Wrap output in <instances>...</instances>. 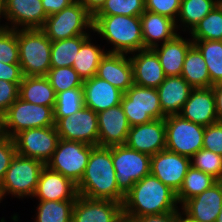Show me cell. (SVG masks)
Wrapping results in <instances>:
<instances>
[{
  "label": "cell",
  "instance_id": "obj_20",
  "mask_svg": "<svg viewBox=\"0 0 222 222\" xmlns=\"http://www.w3.org/2000/svg\"><path fill=\"white\" fill-rule=\"evenodd\" d=\"M179 115L204 127L218 122L213 87L193 88Z\"/></svg>",
  "mask_w": 222,
  "mask_h": 222
},
{
  "label": "cell",
  "instance_id": "obj_14",
  "mask_svg": "<svg viewBox=\"0 0 222 222\" xmlns=\"http://www.w3.org/2000/svg\"><path fill=\"white\" fill-rule=\"evenodd\" d=\"M190 166V157L163 150L151 156L150 174L177 193Z\"/></svg>",
  "mask_w": 222,
  "mask_h": 222
},
{
  "label": "cell",
  "instance_id": "obj_52",
  "mask_svg": "<svg viewBox=\"0 0 222 222\" xmlns=\"http://www.w3.org/2000/svg\"><path fill=\"white\" fill-rule=\"evenodd\" d=\"M118 222H139V220L136 219V218L129 217V216L125 215V214H122L118 218Z\"/></svg>",
  "mask_w": 222,
  "mask_h": 222
},
{
  "label": "cell",
  "instance_id": "obj_29",
  "mask_svg": "<svg viewBox=\"0 0 222 222\" xmlns=\"http://www.w3.org/2000/svg\"><path fill=\"white\" fill-rule=\"evenodd\" d=\"M181 76L192 88H209L213 86L206 62L194 45L187 51Z\"/></svg>",
  "mask_w": 222,
  "mask_h": 222
},
{
  "label": "cell",
  "instance_id": "obj_47",
  "mask_svg": "<svg viewBox=\"0 0 222 222\" xmlns=\"http://www.w3.org/2000/svg\"><path fill=\"white\" fill-rule=\"evenodd\" d=\"M181 209L172 212L150 214L138 217L139 222H180Z\"/></svg>",
  "mask_w": 222,
  "mask_h": 222
},
{
  "label": "cell",
  "instance_id": "obj_3",
  "mask_svg": "<svg viewBox=\"0 0 222 222\" xmlns=\"http://www.w3.org/2000/svg\"><path fill=\"white\" fill-rule=\"evenodd\" d=\"M93 33L112 45L108 53L130 54L144 49L140 16L94 15Z\"/></svg>",
  "mask_w": 222,
  "mask_h": 222
},
{
  "label": "cell",
  "instance_id": "obj_44",
  "mask_svg": "<svg viewBox=\"0 0 222 222\" xmlns=\"http://www.w3.org/2000/svg\"><path fill=\"white\" fill-rule=\"evenodd\" d=\"M16 153L13 138L0 135V185Z\"/></svg>",
  "mask_w": 222,
  "mask_h": 222
},
{
  "label": "cell",
  "instance_id": "obj_50",
  "mask_svg": "<svg viewBox=\"0 0 222 222\" xmlns=\"http://www.w3.org/2000/svg\"><path fill=\"white\" fill-rule=\"evenodd\" d=\"M215 95L216 113L218 121L222 122V82L212 86Z\"/></svg>",
  "mask_w": 222,
  "mask_h": 222
},
{
  "label": "cell",
  "instance_id": "obj_51",
  "mask_svg": "<svg viewBox=\"0 0 222 222\" xmlns=\"http://www.w3.org/2000/svg\"><path fill=\"white\" fill-rule=\"evenodd\" d=\"M2 18L6 19V6H5V0H0V31L8 29L7 22H2ZM2 22V24H1Z\"/></svg>",
  "mask_w": 222,
  "mask_h": 222
},
{
  "label": "cell",
  "instance_id": "obj_18",
  "mask_svg": "<svg viewBox=\"0 0 222 222\" xmlns=\"http://www.w3.org/2000/svg\"><path fill=\"white\" fill-rule=\"evenodd\" d=\"M98 146L125 145L130 125L121 104L97 113Z\"/></svg>",
  "mask_w": 222,
  "mask_h": 222
},
{
  "label": "cell",
  "instance_id": "obj_22",
  "mask_svg": "<svg viewBox=\"0 0 222 222\" xmlns=\"http://www.w3.org/2000/svg\"><path fill=\"white\" fill-rule=\"evenodd\" d=\"M133 67L134 84L157 89L165 80L160 60L152 48L129 54Z\"/></svg>",
  "mask_w": 222,
  "mask_h": 222
},
{
  "label": "cell",
  "instance_id": "obj_49",
  "mask_svg": "<svg viewBox=\"0 0 222 222\" xmlns=\"http://www.w3.org/2000/svg\"><path fill=\"white\" fill-rule=\"evenodd\" d=\"M81 3L93 17L104 5L106 0H76Z\"/></svg>",
  "mask_w": 222,
  "mask_h": 222
},
{
  "label": "cell",
  "instance_id": "obj_55",
  "mask_svg": "<svg viewBox=\"0 0 222 222\" xmlns=\"http://www.w3.org/2000/svg\"><path fill=\"white\" fill-rule=\"evenodd\" d=\"M3 199H4V195H3L2 188L0 187V203H2Z\"/></svg>",
  "mask_w": 222,
  "mask_h": 222
},
{
  "label": "cell",
  "instance_id": "obj_48",
  "mask_svg": "<svg viewBox=\"0 0 222 222\" xmlns=\"http://www.w3.org/2000/svg\"><path fill=\"white\" fill-rule=\"evenodd\" d=\"M47 16L60 12L76 0H41Z\"/></svg>",
  "mask_w": 222,
  "mask_h": 222
},
{
  "label": "cell",
  "instance_id": "obj_21",
  "mask_svg": "<svg viewBox=\"0 0 222 222\" xmlns=\"http://www.w3.org/2000/svg\"><path fill=\"white\" fill-rule=\"evenodd\" d=\"M77 184L61 173L54 172L45 166L39 176L38 185L32 198L43 201L76 200Z\"/></svg>",
  "mask_w": 222,
  "mask_h": 222
},
{
  "label": "cell",
  "instance_id": "obj_38",
  "mask_svg": "<svg viewBox=\"0 0 222 222\" xmlns=\"http://www.w3.org/2000/svg\"><path fill=\"white\" fill-rule=\"evenodd\" d=\"M46 77L54 88L55 94L83 86V79L72 67H51Z\"/></svg>",
  "mask_w": 222,
  "mask_h": 222
},
{
  "label": "cell",
  "instance_id": "obj_33",
  "mask_svg": "<svg viewBox=\"0 0 222 222\" xmlns=\"http://www.w3.org/2000/svg\"><path fill=\"white\" fill-rule=\"evenodd\" d=\"M91 35H78L58 41H52L51 45V67H72L81 45Z\"/></svg>",
  "mask_w": 222,
  "mask_h": 222
},
{
  "label": "cell",
  "instance_id": "obj_9",
  "mask_svg": "<svg viewBox=\"0 0 222 222\" xmlns=\"http://www.w3.org/2000/svg\"><path fill=\"white\" fill-rule=\"evenodd\" d=\"M121 106L130 126L165 118L157 89L133 84L122 96Z\"/></svg>",
  "mask_w": 222,
  "mask_h": 222
},
{
  "label": "cell",
  "instance_id": "obj_19",
  "mask_svg": "<svg viewBox=\"0 0 222 222\" xmlns=\"http://www.w3.org/2000/svg\"><path fill=\"white\" fill-rule=\"evenodd\" d=\"M222 207V185L217 182L201 194L185 201L181 212L196 222H215Z\"/></svg>",
  "mask_w": 222,
  "mask_h": 222
},
{
  "label": "cell",
  "instance_id": "obj_27",
  "mask_svg": "<svg viewBox=\"0 0 222 222\" xmlns=\"http://www.w3.org/2000/svg\"><path fill=\"white\" fill-rule=\"evenodd\" d=\"M192 89L182 76L165 77L157 88L162 112L166 116L179 114Z\"/></svg>",
  "mask_w": 222,
  "mask_h": 222
},
{
  "label": "cell",
  "instance_id": "obj_13",
  "mask_svg": "<svg viewBox=\"0 0 222 222\" xmlns=\"http://www.w3.org/2000/svg\"><path fill=\"white\" fill-rule=\"evenodd\" d=\"M55 127L60 139L98 146V115L86 106L75 114L60 118Z\"/></svg>",
  "mask_w": 222,
  "mask_h": 222
},
{
  "label": "cell",
  "instance_id": "obj_23",
  "mask_svg": "<svg viewBox=\"0 0 222 222\" xmlns=\"http://www.w3.org/2000/svg\"><path fill=\"white\" fill-rule=\"evenodd\" d=\"M84 106L99 113L121 104L122 92L106 80L93 76L83 81Z\"/></svg>",
  "mask_w": 222,
  "mask_h": 222
},
{
  "label": "cell",
  "instance_id": "obj_24",
  "mask_svg": "<svg viewBox=\"0 0 222 222\" xmlns=\"http://www.w3.org/2000/svg\"><path fill=\"white\" fill-rule=\"evenodd\" d=\"M96 76L125 93L134 84L133 67L129 55L107 52L101 59Z\"/></svg>",
  "mask_w": 222,
  "mask_h": 222
},
{
  "label": "cell",
  "instance_id": "obj_36",
  "mask_svg": "<svg viewBox=\"0 0 222 222\" xmlns=\"http://www.w3.org/2000/svg\"><path fill=\"white\" fill-rule=\"evenodd\" d=\"M188 35L192 41H222V6L218 3Z\"/></svg>",
  "mask_w": 222,
  "mask_h": 222
},
{
  "label": "cell",
  "instance_id": "obj_35",
  "mask_svg": "<svg viewBox=\"0 0 222 222\" xmlns=\"http://www.w3.org/2000/svg\"><path fill=\"white\" fill-rule=\"evenodd\" d=\"M193 45L202 54L213 85L222 82V41L198 40Z\"/></svg>",
  "mask_w": 222,
  "mask_h": 222
},
{
  "label": "cell",
  "instance_id": "obj_28",
  "mask_svg": "<svg viewBox=\"0 0 222 222\" xmlns=\"http://www.w3.org/2000/svg\"><path fill=\"white\" fill-rule=\"evenodd\" d=\"M19 98L49 107H55L56 94L46 76H24L19 85Z\"/></svg>",
  "mask_w": 222,
  "mask_h": 222
},
{
  "label": "cell",
  "instance_id": "obj_30",
  "mask_svg": "<svg viewBox=\"0 0 222 222\" xmlns=\"http://www.w3.org/2000/svg\"><path fill=\"white\" fill-rule=\"evenodd\" d=\"M218 3L219 0H181L177 29L190 33Z\"/></svg>",
  "mask_w": 222,
  "mask_h": 222
},
{
  "label": "cell",
  "instance_id": "obj_56",
  "mask_svg": "<svg viewBox=\"0 0 222 222\" xmlns=\"http://www.w3.org/2000/svg\"><path fill=\"white\" fill-rule=\"evenodd\" d=\"M218 182L222 185V176H221V178L218 180Z\"/></svg>",
  "mask_w": 222,
  "mask_h": 222
},
{
  "label": "cell",
  "instance_id": "obj_6",
  "mask_svg": "<svg viewBox=\"0 0 222 222\" xmlns=\"http://www.w3.org/2000/svg\"><path fill=\"white\" fill-rule=\"evenodd\" d=\"M44 167L42 161L16 153L0 185L4 197L32 198Z\"/></svg>",
  "mask_w": 222,
  "mask_h": 222
},
{
  "label": "cell",
  "instance_id": "obj_2",
  "mask_svg": "<svg viewBox=\"0 0 222 222\" xmlns=\"http://www.w3.org/2000/svg\"><path fill=\"white\" fill-rule=\"evenodd\" d=\"M123 214L138 218L144 215L177 211L176 193L157 177L149 174L125 194Z\"/></svg>",
  "mask_w": 222,
  "mask_h": 222
},
{
  "label": "cell",
  "instance_id": "obj_25",
  "mask_svg": "<svg viewBox=\"0 0 222 222\" xmlns=\"http://www.w3.org/2000/svg\"><path fill=\"white\" fill-rule=\"evenodd\" d=\"M140 19L144 49L168 42L181 33L178 32L176 21L167 16L145 10L140 15Z\"/></svg>",
  "mask_w": 222,
  "mask_h": 222
},
{
  "label": "cell",
  "instance_id": "obj_10",
  "mask_svg": "<svg viewBox=\"0 0 222 222\" xmlns=\"http://www.w3.org/2000/svg\"><path fill=\"white\" fill-rule=\"evenodd\" d=\"M165 128L166 150L191 158L203 148L204 126L177 114L165 117Z\"/></svg>",
  "mask_w": 222,
  "mask_h": 222
},
{
  "label": "cell",
  "instance_id": "obj_32",
  "mask_svg": "<svg viewBox=\"0 0 222 222\" xmlns=\"http://www.w3.org/2000/svg\"><path fill=\"white\" fill-rule=\"evenodd\" d=\"M217 182L218 180L213 176L206 174L191 165L187 170V174L184 177L179 191L176 193V199L179 206L190 198L209 189Z\"/></svg>",
  "mask_w": 222,
  "mask_h": 222
},
{
  "label": "cell",
  "instance_id": "obj_5",
  "mask_svg": "<svg viewBox=\"0 0 222 222\" xmlns=\"http://www.w3.org/2000/svg\"><path fill=\"white\" fill-rule=\"evenodd\" d=\"M55 126L54 107L33 104L17 98L0 117V135L13 138L21 131Z\"/></svg>",
  "mask_w": 222,
  "mask_h": 222
},
{
  "label": "cell",
  "instance_id": "obj_41",
  "mask_svg": "<svg viewBox=\"0 0 222 222\" xmlns=\"http://www.w3.org/2000/svg\"><path fill=\"white\" fill-rule=\"evenodd\" d=\"M0 61L7 64L19 63L17 30L0 31Z\"/></svg>",
  "mask_w": 222,
  "mask_h": 222
},
{
  "label": "cell",
  "instance_id": "obj_31",
  "mask_svg": "<svg viewBox=\"0 0 222 222\" xmlns=\"http://www.w3.org/2000/svg\"><path fill=\"white\" fill-rule=\"evenodd\" d=\"M90 37L81 45L78 54L72 64V68L84 80L90 79L97 74L101 59L106 55L107 50L95 45Z\"/></svg>",
  "mask_w": 222,
  "mask_h": 222
},
{
  "label": "cell",
  "instance_id": "obj_37",
  "mask_svg": "<svg viewBox=\"0 0 222 222\" xmlns=\"http://www.w3.org/2000/svg\"><path fill=\"white\" fill-rule=\"evenodd\" d=\"M84 107L83 88H74L56 94L54 107L55 123L60 118L77 113Z\"/></svg>",
  "mask_w": 222,
  "mask_h": 222
},
{
  "label": "cell",
  "instance_id": "obj_15",
  "mask_svg": "<svg viewBox=\"0 0 222 222\" xmlns=\"http://www.w3.org/2000/svg\"><path fill=\"white\" fill-rule=\"evenodd\" d=\"M125 145L150 156L166 150L165 118L131 126Z\"/></svg>",
  "mask_w": 222,
  "mask_h": 222
},
{
  "label": "cell",
  "instance_id": "obj_46",
  "mask_svg": "<svg viewBox=\"0 0 222 222\" xmlns=\"http://www.w3.org/2000/svg\"><path fill=\"white\" fill-rule=\"evenodd\" d=\"M23 73L19 63L7 64L0 61V80H6L11 83H21Z\"/></svg>",
  "mask_w": 222,
  "mask_h": 222
},
{
  "label": "cell",
  "instance_id": "obj_42",
  "mask_svg": "<svg viewBox=\"0 0 222 222\" xmlns=\"http://www.w3.org/2000/svg\"><path fill=\"white\" fill-rule=\"evenodd\" d=\"M180 4L181 0H145V9L176 21L180 12Z\"/></svg>",
  "mask_w": 222,
  "mask_h": 222
},
{
  "label": "cell",
  "instance_id": "obj_45",
  "mask_svg": "<svg viewBox=\"0 0 222 222\" xmlns=\"http://www.w3.org/2000/svg\"><path fill=\"white\" fill-rule=\"evenodd\" d=\"M20 83L0 80V117L19 97Z\"/></svg>",
  "mask_w": 222,
  "mask_h": 222
},
{
  "label": "cell",
  "instance_id": "obj_40",
  "mask_svg": "<svg viewBox=\"0 0 222 222\" xmlns=\"http://www.w3.org/2000/svg\"><path fill=\"white\" fill-rule=\"evenodd\" d=\"M191 165L219 180L222 176V156L201 149L191 157Z\"/></svg>",
  "mask_w": 222,
  "mask_h": 222
},
{
  "label": "cell",
  "instance_id": "obj_43",
  "mask_svg": "<svg viewBox=\"0 0 222 222\" xmlns=\"http://www.w3.org/2000/svg\"><path fill=\"white\" fill-rule=\"evenodd\" d=\"M203 149L222 156V122H216L205 127Z\"/></svg>",
  "mask_w": 222,
  "mask_h": 222
},
{
  "label": "cell",
  "instance_id": "obj_34",
  "mask_svg": "<svg viewBox=\"0 0 222 222\" xmlns=\"http://www.w3.org/2000/svg\"><path fill=\"white\" fill-rule=\"evenodd\" d=\"M76 200H38L35 222H72V212Z\"/></svg>",
  "mask_w": 222,
  "mask_h": 222
},
{
  "label": "cell",
  "instance_id": "obj_1",
  "mask_svg": "<svg viewBox=\"0 0 222 222\" xmlns=\"http://www.w3.org/2000/svg\"><path fill=\"white\" fill-rule=\"evenodd\" d=\"M115 174L112 146H95L91 150L85 172L77 184L78 195L123 204L125 194L118 188Z\"/></svg>",
  "mask_w": 222,
  "mask_h": 222
},
{
  "label": "cell",
  "instance_id": "obj_4",
  "mask_svg": "<svg viewBox=\"0 0 222 222\" xmlns=\"http://www.w3.org/2000/svg\"><path fill=\"white\" fill-rule=\"evenodd\" d=\"M19 64L24 76H46L52 41L41 28L17 29Z\"/></svg>",
  "mask_w": 222,
  "mask_h": 222
},
{
  "label": "cell",
  "instance_id": "obj_7",
  "mask_svg": "<svg viewBox=\"0 0 222 222\" xmlns=\"http://www.w3.org/2000/svg\"><path fill=\"white\" fill-rule=\"evenodd\" d=\"M92 25V16L81 3L75 1L60 12L48 16L41 29L51 41H58L78 35H92Z\"/></svg>",
  "mask_w": 222,
  "mask_h": 222
},
{
  "label": "cell",
  "instance_id": "obj_12",
  "mask_svg": "<svg viewBox=\"0 0 222 222\" xmlns=\"http://www.w3.org/2000/svg\"><path fill=\"white\" fill-rule=\"evenodd\" d=\"M59 139L55 126L27 129L13 137L17 154L40 160L45 165L52 158Z\"/></svg>",
  "mask_w": 222,
  "mask_h": 222
},
{
  "label": "cell",
  "instance_id": "obj_11",
  "mask_svg": "<svg viewBox=\"0 0 222 222\" xmlns=\"http://www.w3.org/2000/svg\"><path fill=\"white\" fill-rule=\"evenodd\" d=\"M112 160L117 186L124 194L150 174L151 156L126 145L112 146Z\"/></svg>",
  "mask_w": 222,
  "mask_h": 222
},
{
  "label": "cell",
  "instance_id": "obj_16",
  "mask_svg": "<svg viewBox=\"0 0 222 222\" xmlns=\"http://www.w3.org/2000/svg\"><path fill=\"white\" fill-rule=\"evenodd\" d=\"M123 214L122 203L78 195L72 222H115Z\"/></svg>",
  "mask_w": 222,
  "mask_h": 222
},
{
  "label": "cell",
  "instance_id": "obj_26",
  "mask_svg": "<svg viewBox=\"0 0 222 222\" xmlns=\"http://www.w3.org/2000/svg\"><path fill=\"white\" fill-rule=\"evenodd\" d=\"M178 34L174 39L152 49L156 52L165 76H181L187 51L193 46L190 36Z\"/></svg>",
  "mask_w": 222,
  "mask_h": 222
},
{
  "label": "cell",
  "instance_id": "obj_39",
  "mask_svg": "<svg viewBox=\"0 0 222 222\" xmlns=\"http://www.w3.org/2000/svg\"><path fill=\"white\" fill-rule=\"evenodd\" d=\"M145 10V0H106L95 15L140 16Z\"/></svg>",
  "mask_w": 222,
  "mask_h": 222
},
{
  "label": "cell",
  "instance_id": "obj_53",
  "mask_svg": "<svg viewBox=\"0 0 222 222\" xmlns=\"http://www.w3.org/2000/svg\"><path fill=\"white\" fill-rule=\"evenodd\" d=\"M180 222H196L186 217L182 212H180Z\"/></svg>",
  "mask_w": 222,
  "mask_h": 222
},
{
  "label": "cell",
  "instance_id": "obj_8",
  "mask_svg": "<svg viewBox=\"0 0 222 222\" xmlns=\"http://www.w3.org/2000/svg\"><path fill=\"white\" fill-rule=\"evenodd\" d=\"M94 147L82 142L59 139L52 158L45 166L78 184Z\"/></svg>",
  "mask_w": 222,
  "mask_h": 222
},
{
  "label": "cell",
  "instance_id": "obj_17",
  "mask_svg": "<svg viewBox=\"0 0 222 222\" xmlns=\"http://www.w3.org/2000/svg\"><path fill=\"white\" fill-rule=\"evenodd\" d=\"M8 29L42 28L48 17L41 0H5Z\"/></svg>",
  "mask_w": 222,
  "mask_h": 222
},
{
  "label": "cell",
  "instance_id": "obj_54",
  "mask_svg": "<svg viewBox=\"0 0 222 222\" xmlns=\"http://www.w3.org/2000/svg\"><path fill=\"white\" fill-rule=\"evenodd\" d=\"M215 222H222V207L220 208V213L218 214V217Z\"/></svg>",
  "mask_w": 222,
  "mask_h": 222
}]
</instances>
